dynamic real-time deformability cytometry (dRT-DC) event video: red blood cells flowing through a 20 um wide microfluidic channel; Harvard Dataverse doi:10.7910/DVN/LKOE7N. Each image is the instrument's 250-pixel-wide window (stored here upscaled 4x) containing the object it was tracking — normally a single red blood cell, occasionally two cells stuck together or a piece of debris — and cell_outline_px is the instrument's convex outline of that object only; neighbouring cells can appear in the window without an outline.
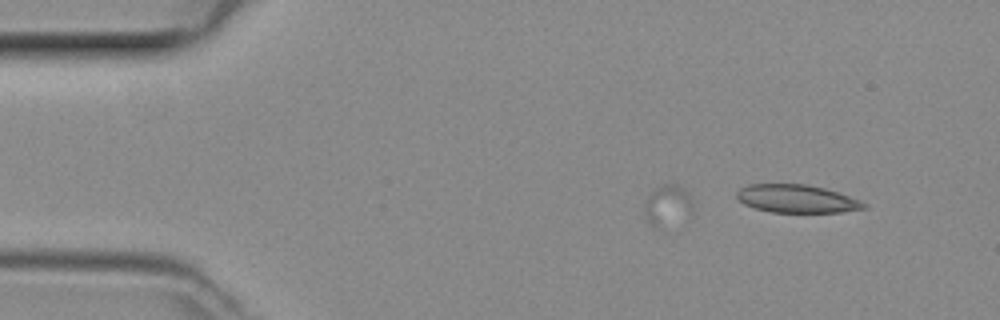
{"species": "common noctule bat (a hibernating species)", "species_latin": "Nyctalus noctula", "temperature_condition": "room temperature", "stored_images_in_passage": 4, "camera_frame_rate_fps": 3000, "um_per_image_px": 0.085, "animal": {"sex": "female", "body_mass_g": 29.2, "forearm_length_mm": 56.3}, "frame": {"image": 1, "passage_image": 4, "time_ms": 1.0, "image_size_px": [1000, 320], "cell_outline_px": [[868, 208], [840, 212], [772, 212], [756, 208], [744, 204], [736, 196], [736, 192], [740, 188], [748, 184], [804, 184], [824, 188], [860, 200], [868, 204]], "centroid_in_image_um": [67.73, 16.89], "position_along_channel_um": 17.3, "area_um2": 20.63}}